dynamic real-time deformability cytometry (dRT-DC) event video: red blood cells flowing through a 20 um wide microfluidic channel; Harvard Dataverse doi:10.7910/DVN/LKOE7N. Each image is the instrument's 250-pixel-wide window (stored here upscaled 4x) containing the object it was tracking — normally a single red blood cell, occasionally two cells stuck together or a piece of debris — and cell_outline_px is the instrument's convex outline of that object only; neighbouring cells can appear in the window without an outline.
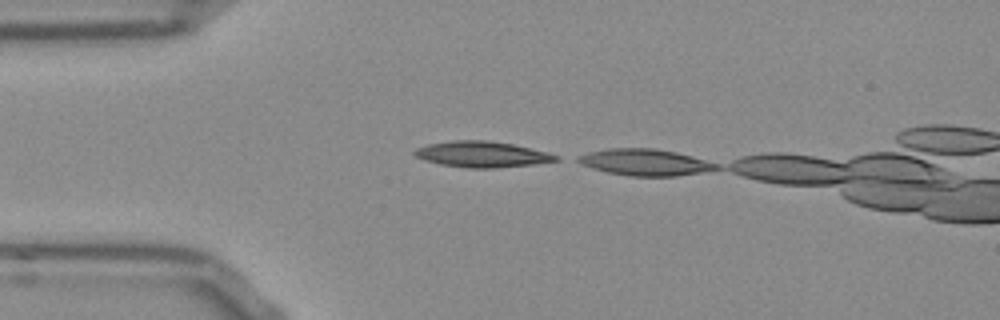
{"species": "Egyptian fruit bat (a non-hibernating species)", "species_latin": "Rousettus aegyptiacus", "temperature_condition": "room temperature", "stored_images_in_passage": 2, "camera_frame_rate_fps": 3000, "um_per_image_px": 0.085, "frame": {"image": 1, "passage_image": 1, "time_ms": 0.0, "image_size_px": [1000, 320], "cell_outline_px": [[560, 160], [532, 164], [496, 168], [468, 168], [440, 164], [424, 160], [416, 156], [412, 152], [416, 148], [428, 144], [452, 140], [488, 140], [512, 144], [548, 152], [560, 156]], "centroid_in_image_um": [40.96, 13.11], "position_along_channel_um": 44.0, "area_um2": 21.33}}